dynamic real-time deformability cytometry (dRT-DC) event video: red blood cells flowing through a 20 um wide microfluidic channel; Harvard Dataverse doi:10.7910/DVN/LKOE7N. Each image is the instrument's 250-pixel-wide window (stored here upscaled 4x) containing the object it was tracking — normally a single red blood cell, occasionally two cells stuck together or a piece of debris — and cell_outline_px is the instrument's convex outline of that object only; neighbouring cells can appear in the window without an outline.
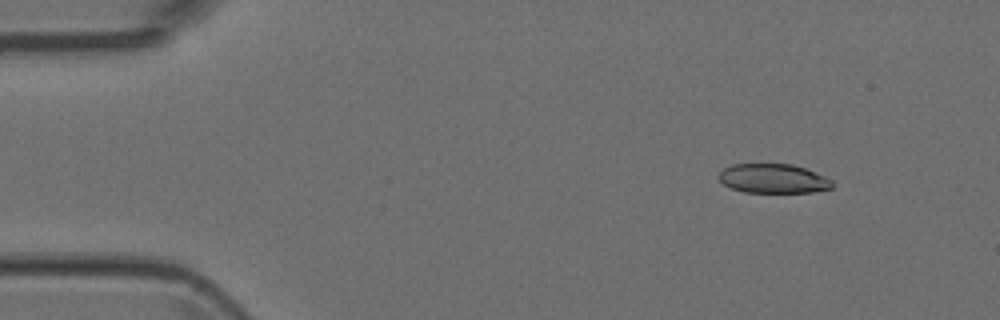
{"species": "Egyptian fruit bat (a non-hibernating species)", "species_latin": "Rousettus aegyptiacus", "temperature_condition": "room temperature", "stored_images_in_passage": 4, "camera_frame_rate_fps": 3000, "um_per_image_px": 0.085, "animal": {"sex": "female"}, "frame": {"image": 1, "passage_image": 2, "time_ms": 1.333, "image_size_px": [1000, 320], "cell_outline_px": [[832, 188], [812, 192], [744, 192], [732, 188], [724, 184], [716, 176], [724, 168], [732, 164], [792, 164], [804, 168], [824, 176], [832, 180]], "centroid_in_image_um": [65.7, 15.17], "position_along_channel_um": 19.3, "area_um2": 19.25}}
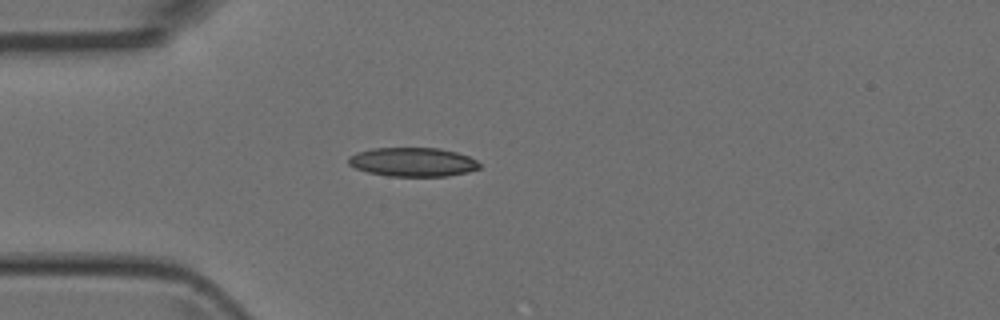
{"frame": {"image": 2, "passage_image": 4, "time_ms": 4.0, "image_size_px": [1000, 320], "cell_outline_px": [[480, 168], [468, 172], [448, 176], [388, 176], [368, 172], [356, 168], [348, 164], [348, 156], [356, 152], [372, 148], [440, 148], [456, 152], [468, 156], [476, 160], [480, 164]], "centroid_in_image_um": [35.07, 13.77], "position_along_channel_um": 49.9, "area_um2": 22.2}}